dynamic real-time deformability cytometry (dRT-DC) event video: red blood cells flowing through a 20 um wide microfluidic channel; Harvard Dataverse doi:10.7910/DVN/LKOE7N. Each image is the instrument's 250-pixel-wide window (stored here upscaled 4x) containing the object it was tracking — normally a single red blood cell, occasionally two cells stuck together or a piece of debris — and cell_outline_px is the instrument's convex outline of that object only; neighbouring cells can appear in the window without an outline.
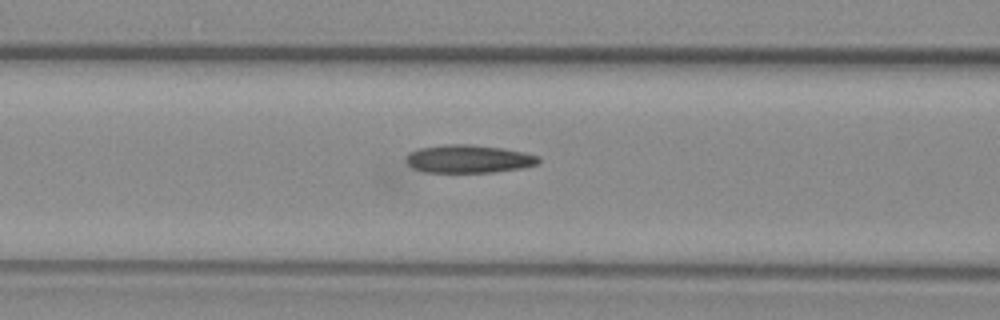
{"species": "common noctule bat (a hibernating species)", "species_latin": "Nyctalus noctula", "temperature_condition": "warm", "stored_images_in_passage": 16, "camera_frame_rate_fps": 3000, "um_per_image_px": 0.085, "animal": {"sex": "female", "body_mass_g": 29.2, "forearm_length_mm": 56.3}, "frame": {"image": 1, "passage_image": 10, "time_ms": 3.0, "image_size_px": [1000, 320], "cell_outline_px": [[540, 160], [536, 164], [520, 168], [492, 172], [420, 172], [412, 168], [404, 160], [404, 156], [408, 152], [420, 148], [444, 144], [468, 144], [504, 148], [524, 152], [540, 156]], "centroid_in_image_um": [39.77, 13.5], "position_along_channel_um": 126.8, "area_um2": 21.85}}